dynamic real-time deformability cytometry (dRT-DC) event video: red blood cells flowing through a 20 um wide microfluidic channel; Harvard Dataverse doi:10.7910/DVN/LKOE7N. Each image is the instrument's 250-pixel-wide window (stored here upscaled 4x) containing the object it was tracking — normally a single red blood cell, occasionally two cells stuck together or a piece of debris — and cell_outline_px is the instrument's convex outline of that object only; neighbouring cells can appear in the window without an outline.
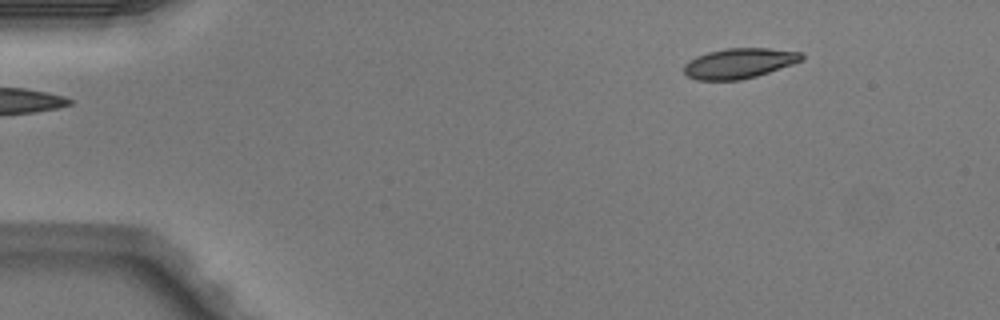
{"species": "Egyptian fruit bat (a non-hibernating species)", "species_latin": "Rousettus aegyptiacus", "temperature_condition": "warm", "stored_images_in_passage": 3, "camera_frame_rate_fps": 3000, "um_per_image_px": 0.085, "animal": {"sex": "male"}, "frame": {"image": 1, "passage_image": 1, "time_ms": 0.0, "image_size_px": [1000, 320], "cell_outline_px": [[804, 60], [756, 76], [740, 80], [696, 80], [688, 76], [684, 72], [684, 64], [688, 60], [696, 56], [708, 52], [724, 48], [768, 48], [804, 52]], "centroid_in_image_um": [62.83, 5.37], "position_along_channel_um": 22.2, "area_um2": 20.81}}